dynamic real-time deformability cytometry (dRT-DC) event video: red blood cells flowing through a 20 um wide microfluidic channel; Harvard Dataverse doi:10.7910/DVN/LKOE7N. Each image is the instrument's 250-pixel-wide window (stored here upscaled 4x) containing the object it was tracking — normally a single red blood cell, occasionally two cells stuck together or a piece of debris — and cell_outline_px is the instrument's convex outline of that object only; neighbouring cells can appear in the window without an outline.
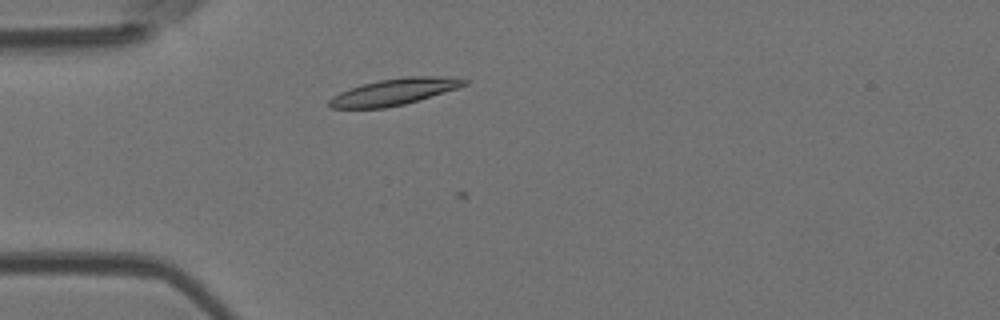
{"species": "Egyptian fruit bat (a non-hibernating species)", "species_latin": "Rousettus aegyptiacus", "temperature_condition": "room temperature", "stored_images_in_passage": 4, "camera_frame_rate_fps": 3000, "um_per_image_px": 0.085, "animal": {"sex": "female"}, "frame": {"image": 1, "passage_image": 3, "time_ms": 0.667, "image_size_px": [1000, 320], "cell_outline_px": [[468, 84], [460, 88], [404, 104], [384, 108], [332, 108], [328, 104], [328, 100], [332, 96], [340, 92], [360, 84], [380, 80], [408, 76], [460, 76], [468, 80]], "centroid_in_image_um": [33.58, 7.78], "position_along_channel_um": 51.4, "area_um2": 21.1}}